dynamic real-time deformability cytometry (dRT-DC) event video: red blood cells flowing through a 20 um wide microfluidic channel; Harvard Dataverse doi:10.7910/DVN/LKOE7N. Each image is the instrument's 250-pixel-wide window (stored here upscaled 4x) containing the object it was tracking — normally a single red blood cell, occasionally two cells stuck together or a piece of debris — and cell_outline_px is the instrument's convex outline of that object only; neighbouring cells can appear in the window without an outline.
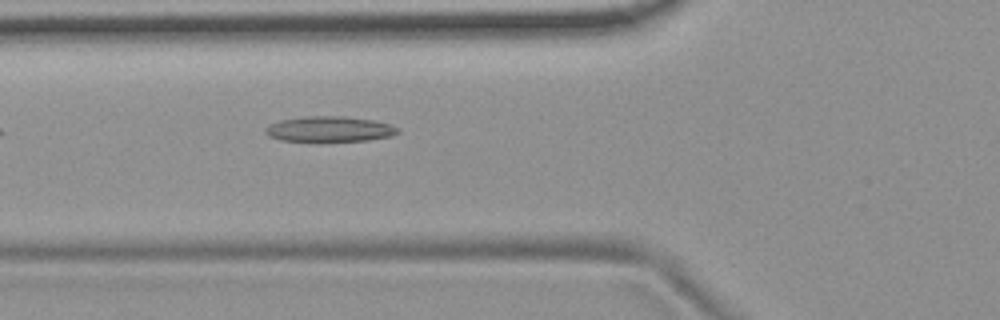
{"species": "common noctule bat (a hibernating species)", "species_latin": "Nyctalus noctula", "temperature_condition": "room temperature", "stored_images_in_passage": 2, "camera_frame_rate_fps": 3000, "um_per_image_px": 0.085, "animal": {"sex": "female", "body_mass_g": 19.9}, "frame": {"image": 1, "passage_image": 2, "time_ms": 0.333, "image_size_px": [1000, 320], "cell_outline_px": [[400, 132], [392, 136], [368, 140], [280, 140], [268, 136], [264, 132], [264, 128], [280, 120], [304, 116], [344, 116], [372, 120], [388, 124], [400, 128]], "centroid_in_image_um": [28.01, 10.96], "position_along_channel_um": 97.8, "area_um2": 19.31}}